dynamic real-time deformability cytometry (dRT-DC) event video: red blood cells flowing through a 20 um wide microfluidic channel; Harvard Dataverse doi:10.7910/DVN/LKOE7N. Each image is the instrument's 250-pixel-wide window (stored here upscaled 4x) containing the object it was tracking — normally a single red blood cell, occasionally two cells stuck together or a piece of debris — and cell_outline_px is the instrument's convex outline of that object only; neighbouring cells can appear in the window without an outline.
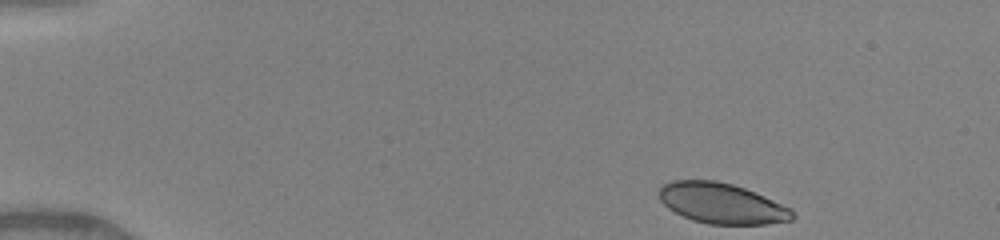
{"species": "human", "species_latin": "Homo sapiens", "temperature_condition": "warm", "stored_images_in_passage": 38, "camera_frame_rate_fps": 3000, "um_per_image_px": 0.085, "donor": {"sex": "female"}, "frame": {"image": 1, "passage_image": 1, "time_ms": 0.0, "image_size_px": [1000, 240], "cell_outline_px": [[796, 216], [792, 220], [768, 224], [708, 224], [692, 220], [668, 208], [660, 200], [660, 188], [664, 184], [672, 180], [716, 180], [732, 184], [744, 188], [764, 196], [792, 208]], "centroid_in_image_um": [61.38, 17.29], "position_along_channel_um": 23.6, "area_um2": 31.44}}
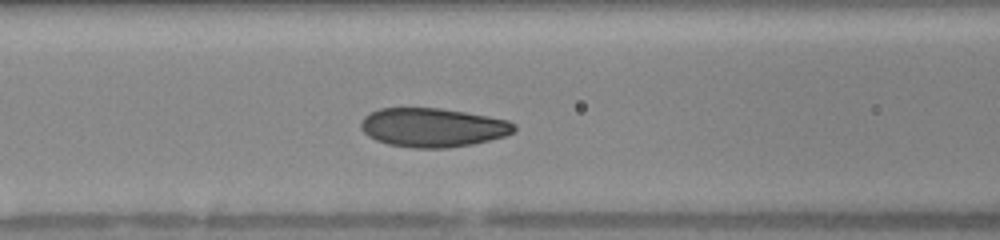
{"frame": {"image": 2, "passage_image": 16, "time_ms": 5.0, "image_size_px": [1000, 240], "cell_outline_px": [[516, 128], [512, 132], [504, 136], [472, 144], [448, 148], [412, 148], [388, 144], [376, 140], [368, 136], [360, 128], [360, 124], [364, 116], [380, 108], [440, 108], [488, 116], [508, 120], [516, 124]], "centroid_in_image_um": [36.77, 10.84], "position_along_channel_um": 129.8, "area_um2": 34.74}}
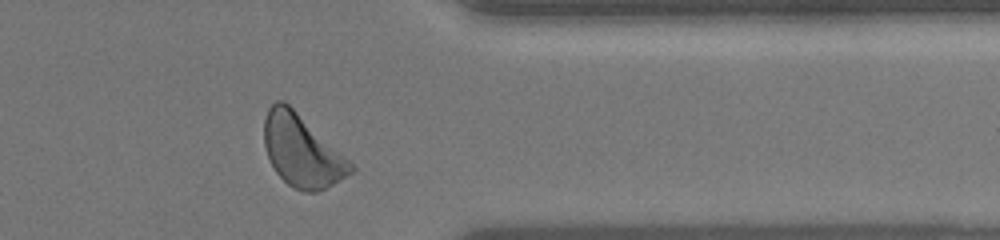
{"frame": {"image": 3, "passage_image": 35, "time_ms": 11.333, "image_size_px": [1000, 240], "cell_outline_px": [[356, 168], [352, 172], [332, 184], [316, 192], [304, 192], [288, 184], [276, 172], [268, 156], [264, 144], [264, 120], [268, 108], [276, 100], [284, 100], [344, 156]], "centroid_in_image_um": [25.62, 12.82], "position_along_channel_um": 385.8, "area_um2": 35.37}, "authors_computed_cell_mechanics": {"area_um2": 34.1887, "velocity_mm_per_s": 4.141, "shape_relaxation_time_tau1_ms": 2.555, "shape_relaxation_time_tau2_ms": 1.4492, "deformation_change_tau1": 0.0977, "deformation_change_tau2": 0.0566}}